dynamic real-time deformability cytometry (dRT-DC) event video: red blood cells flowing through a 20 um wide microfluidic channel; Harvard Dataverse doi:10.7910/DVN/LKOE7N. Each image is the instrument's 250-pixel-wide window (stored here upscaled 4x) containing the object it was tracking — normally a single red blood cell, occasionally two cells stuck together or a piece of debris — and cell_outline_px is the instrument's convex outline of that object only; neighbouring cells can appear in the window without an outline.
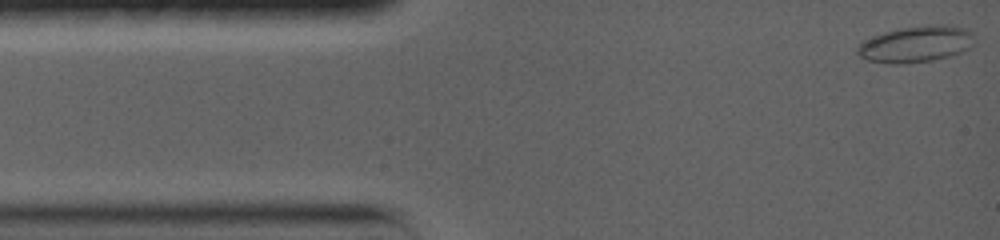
{"species": "common noctule bat (a hibernating species)", "species_latin": "Nyctalus noctula", "temperature_condition": "warm", "stored_images_in_passage": 13, "camera_frame_rate_fps": 5000, "um_per_image_px": 0.085, "animal": {"sex": "female", "body_mass_g": 19.0, "forearm_length_mm": 56.7}, "frame": {"image": 1, "passage_image": 1, "time_ms": 0.0, "image_size_px": [1000, 240], "cell_outline_px": [[972, 48], [964, 52], [932, 60], [904, 64], [888, 64], [868, 60], [860, 56], [856, 52], [856, 48], [860, 40], [884, 32], [900, 28], [928, 24], [948, 24], [964, 28], [972, 32]], "centroid_in_image_um": [77.83, 3.74], "position_along_channel_um": 7.2, "area_um2": 25.2}}
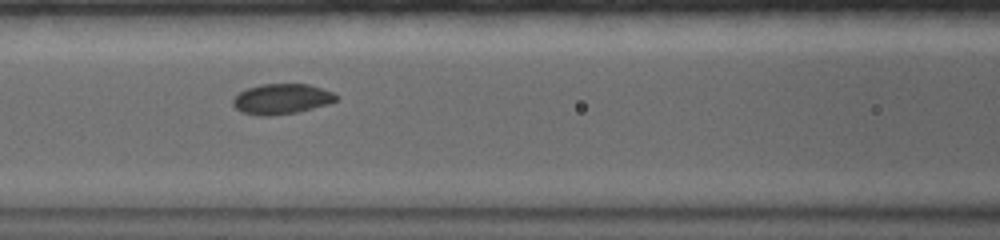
{"frame": {"image": 2, "passage_image": 10, "time_ms": 5.8, "image_size_px": [1000, 240], "cell_outline_px": [[336, 100], [328, 104], [296, 112], [268, 116], [260, 116], [240, 112], [232, 104], [232, 100], [240, 92], [248, 88], [260, 84], [308, 84], [332, 92], [336, 96]], "centroid_in_image_um": [23.89, 8.41], "position_along_channel_um": 142.7, "area_um2": 18.03}}
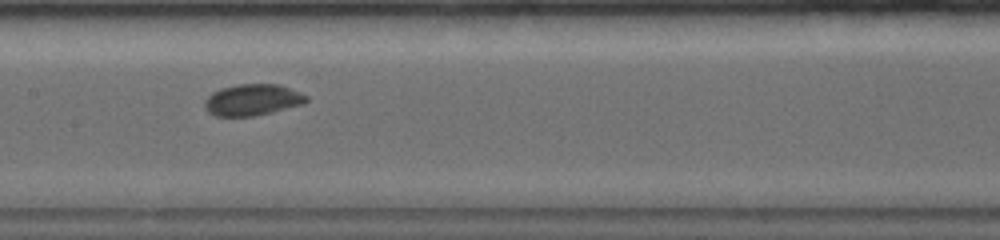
{"frame": {"image": 3, "passage_image": 11, "time_ms": 7.0, "image_size_px": [1000, 240], "cell_outline_px": [[308, 100], [304, 104], [272, 112], [252, 116], [216, 116], [208, 112], [204, 108], [204, 100], [212, 92], [220, 88], [236, 84], [280, 84], [300, 92], [308, 96]], "centroid_in_image_um": [21.45, 8.48], "position_along_channel_um": 185.9, "area_um2": 18.79}}